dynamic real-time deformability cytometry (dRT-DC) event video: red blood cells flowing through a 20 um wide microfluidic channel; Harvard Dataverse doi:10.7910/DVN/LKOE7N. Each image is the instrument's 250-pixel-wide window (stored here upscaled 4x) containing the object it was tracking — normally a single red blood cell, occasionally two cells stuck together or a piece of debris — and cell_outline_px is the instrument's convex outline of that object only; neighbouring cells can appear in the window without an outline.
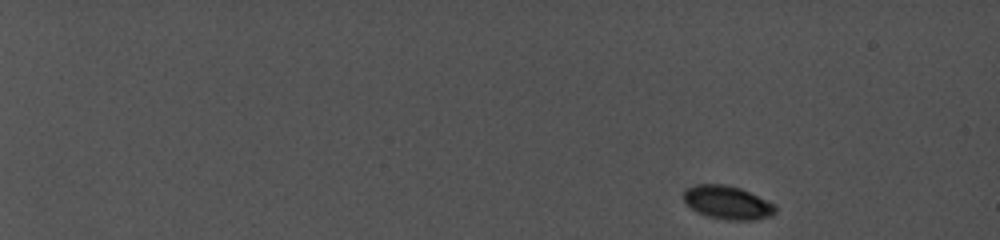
{"species": "common noctule bat (a hibernating species)", "species_latin": "Nyctalus noctula", "temperature_condition": "cold", "stored_images_in_passage": 30, "camera_frame_rate_fps": 5000, "um_per_image_px": 0.085, "animal": {"sex": "female", "body_mass_g": 19.0, "forearm_length_mm": 56.7}, "frame": {"image": 1, "passage_image": 1, "time_ms": 0.0, "image_size_px": [1000, 240], "cell_outline_px": [[776, 212], [772, 216], [756, 220], [724, 220], [704, 216], [696, 212], [684, 200], [684, 192], [688, 188], [700, 184], [720, 184], [740, 188], [772, 204], [776, 208]], "centroid_in_image_um": [61.82, 17.25], "position_along_channel_um": 23.2, "area_um2": 17.63}}
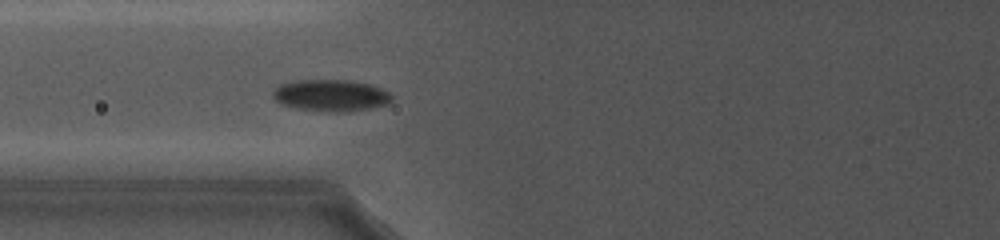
{"frame": {"image": 2, "passage_image": 14, "time_ms": 7.6, "image_size_px": [1000, 240], "cell_outline_px": [[392, 100], [388, 104], [372, 108], [348, 112], [320, 112], [296, 108], [284, 104], [276, 100], [272, 96], [272, 92], [280, 84], [292, 80], [348, 80], [368, 84], [380, 88], [388, 92], [392, 96]], "centroid_in_image_um": [28.12, 8.12], "position_along_channel_um": 97.7, "area_um2": 22.14}}
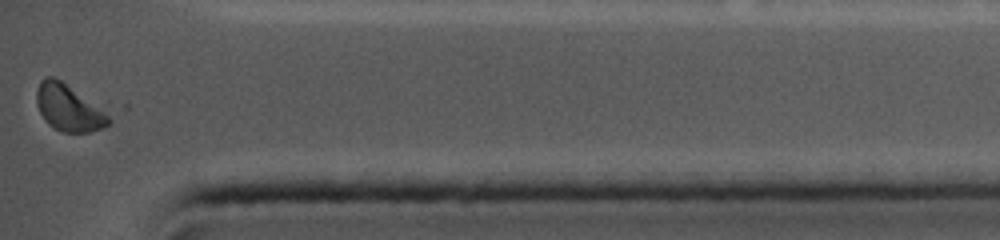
{"frame": {"image": 3, "passage_image": 30, "time_ms": 16.2, "image_size_px": [1000, 240], "cell_outline_px": [[112, 120], [104, 128], [88, 132], [64, 132], [48, 124], [44, 120], [40, 112], [36, 100], [36, 92], [40, 80], [44, 76], [52, 76], [60, 80], [108, 116]], "centroid_in_image_um": [5.76, 9.18], "position_along_channel_um": 429.4, "area_um2": 18.79}, "authors_computed_cell_mechanics": {"area_um2": 19.5364, "velocity_mm_per_s": 3.8852, "shape_relaxation_time_tau1_ms": 1.4001, "shape_relaxation_time_tau2_ms": 2.179, "deformation_change_tau1": 0.0509, "deformation_change_tau2": 0.0275}}